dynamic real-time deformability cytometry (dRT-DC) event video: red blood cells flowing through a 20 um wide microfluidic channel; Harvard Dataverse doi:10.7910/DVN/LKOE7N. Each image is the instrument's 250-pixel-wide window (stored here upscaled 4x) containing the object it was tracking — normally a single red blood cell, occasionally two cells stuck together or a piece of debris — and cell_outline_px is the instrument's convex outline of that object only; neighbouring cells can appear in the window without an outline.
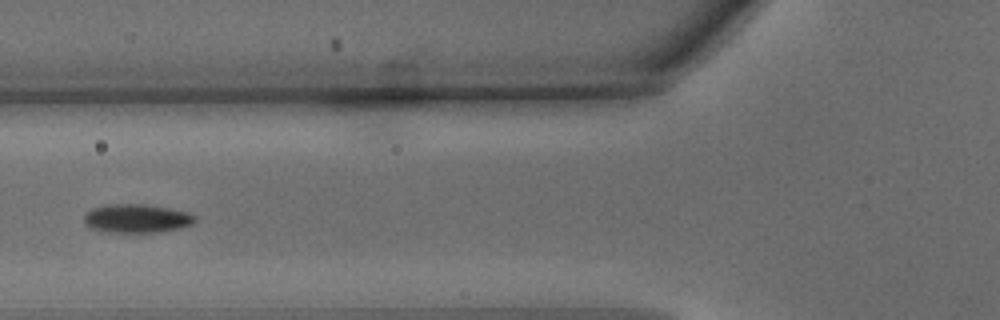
{"species": "common noctule bat (a hibernating species)", "species_latin": "Nyctalus noctula", "temperature_condition": "warm", "stored_images_in_passage": 26, "segment_of_instrument_passage": [2, 2], "camera_frame_rate_fps": 3000, "um_per_image_px": 0.085, "animal": {"sex": "male", "body_mass_g": 15.6}, "frame": {"image": 1, "passage_image": 18, "time_ms": 5.667, "image_size_px": [1000, 320], "cell_outline_px": [[196, 220], [192, 224], [180, 228], [160, 232], [108, 232], [92, 228], [84, 224], [84, 216], [92, 208], [108, 204], [144, 204], [168, 208], [188, 212], [196, 216]], "centroid_in_image_um": [11.63, 18.57], "position_along_channel_um": 114.2, "area_um2": 18.5}}
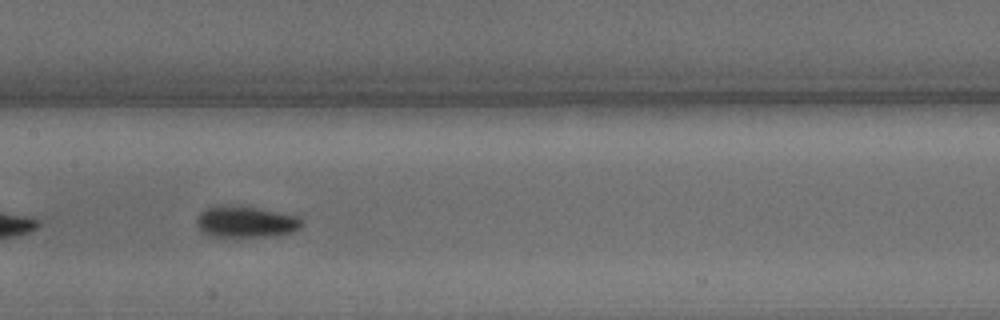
{"frame": {"image": 2, "passage_image": 23, "time_ms": 7.333, "image_size_px": [1000, 320], "cell_outline_px": [[304, 224], [300, 228], [292, 232], [268, 236], [208, 236], [200, 232], [196, 224], [196, 220], [200, 212], [208, 208], [220, 204], [236, 204], [296, 216]], "centroid_in_image_um": [20.81, 18.84], "position_along_channel_um": 186.6, "area_um2": 19.25}}